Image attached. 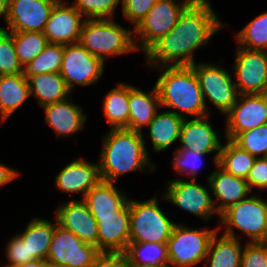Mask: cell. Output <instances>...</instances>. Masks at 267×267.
Here are the masks:
<instances>
[{"mask_svg":"<svg viewBox=\"0 0 267 267\" xmlns=\"http://www.w3.org/2000/svg\"><path fill=\"white\" fill-rule=\"evenodd\" d=\"M218 19L209 1L193 0L180 14L174 28L145 53L147 61L154 67L195 64V49L220 30Z\"/></svg>","mask_w":267,"mask_h":267,"instance_id":"1","label":"cell"},{"mask_svg":"<svg viewBox=\"0 0 267 267\" xmlns=\"http://www.w3.org/2000/svg\"><path fill=\"white\" fill-rule=\"evenodd\" d=\"M103 142L99 160L101 180L113 183L119 175L130 171H141L146 165H150L151 171H154L141 132L111 128Z\"/></svg>","mask_w":267,"mask_h":267,"instance_id":"2","label":"cell"},{"mask_svg":"<svg viewBox=\"0 0 267 267\" xmlns=\"http://www.w3.org/2000/svg\"><path fill=\"white\" fill-rule=\"evenodd\" d=\"M162 70L164 73L155 84L160 106L181 110L173 112L184 119L186 114L195 118L206 116L208 107L193 67L162 66Z\"/></svg>","mask_w":267,"mask_h":267,"instance_id":"3","label":"cell"},{"mask_svg":"<svg viewBox=\"0 0 267 267\" xmlns=\"http://www.w3.org/2000/svg\"><path fill=\"white\" fill-rule=\"evenodd\" d=\"M113 18L85 19L79 43L103 62L108 56L139 49L132 31L112 21Z\"/></svg>","mask_w":267,"mask_h":267,"instance_id":"4","label":"cell"},{"mask_svg":"<svg viewBox=\"0 0 267 267\" xmlns=\"http://www.w3.org/2000/svg\"><path fill=\"white\" fill-rule=\"evenodd\" d=\"M130 213L129 242L167 243L174 226L159 208L157 198L138 202L128 200Z\"/></svg>","mask_w":267,"mask_h":267,"instance_id":"5","label":"cell"},{"mask_svg":"<svg viewBox=\"0 0 267 267\" xmlns=\"http://www.w3.org/2000/svg\"><path fill=\"white\" fill-rule=\"evenodd\" d=\"M226 224L224 235L237 238L233 226L250 237L251 243L267 242V201L253 195L230 206L220 215Z\"/></svg>","mask_w":267,"mask_h":267,"instance_id":"6","label":"cell"},{"mask_svg":"<svg viewBox=\"0 0 267 267\" xmlns=\"http://www.w3.org/2000/svg\"><path fill=\"white\" fill-rule=\"evenodd\" d=\"M216 230L190 229L176 224L167 241L169 267L194 265L206 258Z\"/></svg>","mask_w":267,"mask_h":267,"instance_id":"7","label":"cell"},{"mask_svg":"<svg viewBox=\"0 0 267 267\" xmlns=\"http://www.w3.org/2000/svg\"><path fill=\"white\" fill-rule=\"evenodd\" d=\"M101 251L80 240L72 231L55 223L47 262L51 267H92Z\"/></svg>","mask_w":267,"mask_h":267,"instance_id":"8","label":"cell"},{"mask_svg":"<svg viewBox=\"0 0 267 267\" xmlns=\"http://www.w3.org/2000/svg\"><path fill=\"white\" fill-rule=\"evenodd\" d=\"M193 0H157L147 15L133 29L139 34L142 51L146 53L158 40L167 35L175 26L180 14Z\"/></svg>","mask_w":267,"mask_h":267,"instance_id":"9","label":"cell"},{"mask_svg":"<svg viewBox=\"0 0 267 267\" xmlns=\"http://www.w3.org/2000/svg\"><path fill=\"white\" fill-rule=\"evenodd\" d=\"M197 76L201 92L209 98L221 113L226 114L236 103L239 96L232 76L223 68L212 64L191 65Z\"/></svg>","mask_w":267,"mask_h":267,"instance_id":"10","label":"cell"},{"mask_svg":"<svg viewBox=\"0 0 267 267\" xmlns=\"http://www.w3.org/2000/svg\"><path fill=\"white\" fill-rule=\"evenodd\" d=\"M104 62L93 56L80 43L63 45V58L59 74L71 90L75 84L90 85L103 73Z\"/></svg>","mask_w":267,"mask_h":267,"instance_id":"11","label":"cell"},{"mask_svg":"<svg viewBox=\"0 0 267 267\" xmlns=\"http://www.w3.org/2000/svg\"><path fill=\"white\" fill-rule=\"evenodd\" d=\"M235 59V83L239 94L267 93V51L238 46Z\"/></svg>","mask_w":267,"mask_h":267,"instance_id":"12","label":"cell"},{"mask_svg":"<svg viewBox=\"0 0 267 267\" xmlns=\"http://www.w3.org/2000/svg\"><path fill=\"white\" fill-rule=\"evenodd\" d=\"M226 115V139L229 140L244 131L267 124V93L239 94L236 103Z\"/></svg>","mask_w":267,"mask_h":267,"instance_id":"13","label":"cell"},{"mask_svg":"<svg viewBox=\"0 0 267 267\" xmlns=\"http://www.w3.org/2000/svg\"><path fill=\"white\" fill-rule=\"evenodd\" d=\"M167 188L163 198L171 201L174 205L206 219V221L213 214H218L214 199L208 189L198 184L196 179L192 181L172 180Z\"/></svg>","mask_w":267,"mask_h":267,"instance_id":"14","label":"cell"},{"mask_svg":"<svg viewBox=\"0 0 267 267\" xmlns=\"http://www.w3.org/2000/svg\"><path fill=\"white\" fill-rule=\"evenodd\" d=\"M82 14L73 5L58 0L53 6L42 33L49 44L69 45L79 43Z\"/></svg>","mask_w":267,"mask_h":267,"instance_id":"15","label":"cell"},{"mask_svg":"<svg viewBox=\"0 0 267 267\" xmlns=\"http://www.w3.org/2000/svg\"><path fill=\"white\" fill-rule=\"evenodd\" d=\"M58 0H8L10 32H42Z\"/></svg>","mask_w":267,"mask_h":267,"instance_id":"16","label":"cell"},{"mask_svg":"<svg viewBox=\"0 0 267 267\" xmlns=\"http://www.w3.org/2000/svg\"><path fill=\"white\" fill-rule=\"evenodd\" d=\"M93 217L98 227L97 248L101 252H125L130 236L129 204L114 215Z\"/></svg>","mask_w":267,"mask_h":267,"instance_id":"17","label":"cell"},{"mask_svg":"<svg viewBox=\"0 0 267 267\" xmlns=\"http://www.w3.org/2000/svg\"><path fill=\"white\" fill-rule=\"evenodd\" d=\"M56 219L63 228L72 231L83 242L97 247V221L82 200L69 201L56 209Z\"/></svg>","mask_w":267,"mask_h":267,"instance_id":"18","label":"cell"},{"mask_svg":"<svg viewBox=\"0 0 267 267\" xmlns=\"http://www.w3.org/2000/svg\"><path fill=\"white\" fill-rule=\"evenodd\" d=\"M207 116L190 121L184 119L179 138L182 146L179 149H191L202 154L218 151L214 156L216 165L223 145L212 125L207 121Z\"/></svg>","mask_w":267,"mask_h":267,"instance_id":"19","label":"cell"},{"mask_svg":"<svg viewBox=\"0 0 267 267\" xmlns=\"http://www.w3.org/2000/svg\"><path fill=\"white\" fill-rule=\"evenodd\" d=\"M218 170L208 177V183L220 205L215 206L218 215L227 208L245 199L251 192L246 179L236 177L216 164Z\"/></svg>","mask_w":267,"mask_h":267,"instance_id":"20","label":"cell"},{"mask_svg":"<svg viewBox=\"0 0 267 267\" xmlns=\"http://www.w3.org/2000/svg\"><path fill=\"white\" fill-rule=\"evenodd\" d=\"M100 181L99 164L77 159L60 171L55 183L59 190L67 193L82 192L85 196Z\"/></svg>","mask_w":267,"mask_h":267,"instance_id":"21","label":"cell"},{"mask_svg":"<svg viewBox=\"0 0 267 267\" xmlns=\"http://www.w3.org/2000/svg\"><path fill=\"white\" fill-rule=\"evenodd\" d=\"M69 99L49 103L44 106L45 122L54 129L56 135H73L84 128L86 116L81 107L68 102Z\"/></svg>","mask_w":267,"mask_h":267,"instance_id":"22","label":"cell"},{"mask_svg":"<svg viewBox=\"0 0 267 267\" xmlns=\"http://www.w3.org/2000/svg\"><path fill=\"white\" fill-rule=\"evenodd\" d=\"M93 216L114 215L127 203L128 198L112 182L101 180L82 199Z\"/></svg>","mask_w":267,"mask_h":267,"instance_id":"23","label":"cell"},{"mask_svg":"<svg viewBox=\"0 0 267 267\" xmlns=\"http://www.w3.org/2000/svg\"><path fill=\"white\" fill-rule=\"evenodd\" d=\"M160 106L156 86L148 94L129 86V122L128 130L142 132L144 125H149Z\"/></svg>","mask_w":267,"mask_h":267,"instance_id":"24","label":"cell"},{"mask_svg":"<svg viewBox=\"0 0 267 267\" xmlns=\"http://www.w3.org/2000/svg\"><path fill=\"white\" fill-rule=\"evenodd\" d=\"M55 230V223L35 218L31 220L22 234L18 236L27 244L28 262L47 260Z\"/></svg>","mask_w":267,"mask_h":267,"instance_id":"25","label":"cell"},{"mask_svg":"<svg viewBox=\"0 0 267 267\" xmlns=\"http://www.w3.org/2000/svg\"><path fill=\"white\" fill-rule=\"evenodd\" d=\"M28 83L40 106L66 100L71 91L59 73L36 74L28 78Z\"/></svg>","mask_w":267,"mask_h":267,"instance_id":"26","label":"cell"},{"mask_svg":"<svg viewBox=\"0 0 267 267\" xmlns=\"http://www.w3.org/2000/svg\"><path fill=\"white\" fill-rule=\"evenodd\" d=\"M31 95L28 79L23 73L0 76V111L6 120Z\"/></svg>","mask_w":267,"mask_h":267,"instance_id":"27","label":"cell"},{"mask_svg":"<svg viewBox=\"0 0 267 267\" xmlns=\"http://www.w3.org/2000/svg\"><path fill=\"white\" fill-rule=\"evenodd\" d=\"M184 118L172 111L156 113L149 123L150 138L153 148L160 152L168 148L172 143L180 138V130Z\"/></svg>","mask_w":267,"mask_h":267,"instance_id":"28","label":"cell"},{"mask_svg":"<svg viewBox=\"0 0 267 267\" xmlns=\"http://www.w3.org/2000/svg\"><path fill=\"white\" fill-rule=\"evenodd\" d=\"M242 248L238 238L214 234L205 258L210 267H240Z\"/></svg>","mask_w":267,"mask_h":267,"instance_id":"29","label":"cell"},{"mask_svg":"<svg viewBox=\"0 0 267 267\" xmlns=\"http://www.w3.org/2000/svg\"><path fill=\"white\" fill-rule=\"evenodd\" d=\"M125 253L131 266L169 267L167 243L129 242Z\"/></svg>","mask_w":267,"mask_h":267,"instance_id":"30","label":"cell"},{"mask_svg":"<svg viewBox=\"0 0 267 267\" xmlns=\"http://www.w3.org/2000/svg\"><path fill=\"white\" fill-rule=\"evenodd\" d=\"M104 115L112 129H128L129 85L119 83L104 99Z\"/></svg>","mask_w":267,"mask_h":267,"instance_id":"31","label":"cell"},{"mask_svg":"<svg viewBox=\"0 0 267 267\" xmlns=\"http://www.w3.org/2000/svg\"><path fill=\"white\" fill-rule=\"evenodd\" d=\"M256 159L232 140L227 139V144L222 146L217 164L226 172L247 179Z\"/></svg>","mask_w":267,"mask_h":267,"instance_id":"32","label":"cell"},{"mask_svg":"<svg viewBox=\"0 0 267 267\" xmlns=\"http://www.w3.org/2000/svg\"><path fill=\"white\" fill-rule=\"evenodd\" d=\"M12 37L17 58L22 67L29 64L48 44L42 32H12Z\"/></svg>","mask_w":267,"mask_h":267,"instance_id":"33","label":"cell"},{"mask_svg":"<svg viewBox=\"0 0 267 267\" xmlns=\"http://www.w3.org/2000/svg\"><path fill=\"white\" fill-rule=\"evenodd\" d=\"M63 58V45L47 44L29 64L23 68L26 79L40 73H59Z\"/></svg>","mask_w":267,"mask_h":267,"instance_id":"34","label":"cell"},{"mask_svg":"<svg viewBox=\"0 0 267 267\" xmlns=\"http://www.w3.org/2000/svg\"><path fill=\"white\" fill-rule=\"evenodd\" d=\"M238 46L248 50L267 49V12L253 19L236 36Z\"/></svg>","mask_w":267,"mask_h":267,"instance_id":"35","label":"cell"},{"mask_svg":"<svg viewBox=\"0 0 267 267\" xmlns=\"http://www.w3.org/2000/svg\"><path fill=\"white\" fill-rule=\"evenodd\" d=\"M232 141L256 158L260 154L267 158V124L244 131Z\"/></svg>","mask_w":267,"mask_h":267,"instance_id":"36","label":"cell"},{"mask_svg":"<svg viewBox=\"0 0 267 267\" xmlns=\"http://www.w3.org/2000/svg\"><path fill=\"white\" fill-rule=\"evenodd\" d=\"M19 73H23V68L17 58L12 32L0 30V76Z\"/></svg>","mask_w":267,"mask_h":267,"instance_id":"37","label":"cell"},{"mask_svg":"<svg viewBox=\"0 0 267 267\" xmlns=\"http://www.w3.org/2000/svg\"><path fill=\"white\" fill-rule=\"evenodd\" d=\"M120 0H76V10L87 19L112 18Z\"/></svg>","mask_w":267,"mask_h":267,"instance_id":"38","label":"cell"},{"mask_svg":"<svg viewBox=\"0 0 267 267\" xmlns=\"http://www.w3.org/2000/svg\"><path fill=\"white\" fill-rule=\"evenodd\" d=\"M203 155L205 154L195 152L191 149H177L172 161L174 164L173 168L176 172H184L186 173L185 175L194 176L193 179L195 180V176L203 161L201 160Z\"/></svg>","mask_w":267,"mask_h":267,"instance_id":"39","label":"cell"},{"mask_svg":"<svg viewBox=\"0 0 267 267\" xmlns=\"http://www.w3.org/2000/svg\"><path fill=\"white\" fill-rule=\"evenodd\" d=\"M243 249L240 267H267V242H248Z\"/></svg>","mask_w":267,"mask_h":267,"instance_id":"40","label":"cell"},{"mask_svg":"<svg viewBox=\"0 0 267 267\" xmlns=\"http://www.w3.org/2000/svg\"><path fill=\"white\" fill-rule=\"evenodd\" d=\"M123 14L126 19L135 24L136 27L140 21L147 15L157 0H121Z\"/></svg>","mask_w":267,"mask_h":267,"instance_id":"41","label":"cell"},{"mask_svg":"<svg viewBox=\"0 0 267 267\" xmlns=\"http://www.w3.org/2000/svg\"><path fill=\"white\" fill-rule=\"evenodd\" d=\"M6 251L7 259L11 264L5 267H14L28 262L27 244L18 235L8 242Z\"/></svg>","mask_w":267,"mask_h":267,"instance_id":"42","label":"cell"},{"mask_svg":"<svg viewBox=\"0 0 267 267\" xmlns=\"http://www.w3.org/2000/svg\"><path fill=\"white\" fill-rule=\"evenodd\" d=\"M246 181L251 191L254 187L261 190L267 188V158L258 157L255 160Z\"/></svg>","mask_w":267,"mask_h":267,"instance_id":"43","label":"cell"},{"mask_svg":"<svg viewBox=\"0 0 267 267\" xmlns=\"http://www.w3.org/2000/svg\"><path fill=\"white\" fill-rule=\"evenodd\" d=\"M92 267H131L125 252H101Z\"/></svg>","mask_w":267,"mask_h":267,"instance_id":"44","label":"cell"},{"mask_svg":"<svg viewBox=\"0 0 267 267\" xmlns=\"http://www.w3.org/2000/svg\"><path fill=\"white\" fill-rule=\"evenodd\" d=\"M19 173L12 168H9L3 164H0V186L9 183L16 178Z\"/></svg>","mask_w":267,"mask_h":267,"instance_id":"45","label":"cell"},{"mask_svg":"<svg viewBox=\"0 0 267 267\" xmlns=\"http://www.w3.org/2000/svg\"><path fill=\"white\" fill-rule=\"evenodd\" d=\"M14 267H51L47 260H34Z\"/></svg>","mask_w":267,"mask_h":267,"instance_id":"46","label":"cell"},{"mask_svg":"<svg viewBox=\"0 0 267 267\" xmlns=\"http://www.w3.org/2000/svg\"><path fill=\"white\" fill-rule=\"evenodd\" d=\"M4 16L7 22V15H8V0H0V17ZM0 30H5V28L0 27Z\"/></svg>","mask_w":267,"mask_h":267,"instance_id":"47","label":"cell"},{"mask_svg":"<svg viewBox=\"0 0 267 267\" xmlns=\"http://www.w3.org/2000/svg\"><path fill=\"white\" fill-rule=\"evenodd\" d=\"M131 267H155V266H131Z\"/></svg>","mask_w":267,"mask_h":267,"instance_id":"48","label":"cell"}]
</instances>
